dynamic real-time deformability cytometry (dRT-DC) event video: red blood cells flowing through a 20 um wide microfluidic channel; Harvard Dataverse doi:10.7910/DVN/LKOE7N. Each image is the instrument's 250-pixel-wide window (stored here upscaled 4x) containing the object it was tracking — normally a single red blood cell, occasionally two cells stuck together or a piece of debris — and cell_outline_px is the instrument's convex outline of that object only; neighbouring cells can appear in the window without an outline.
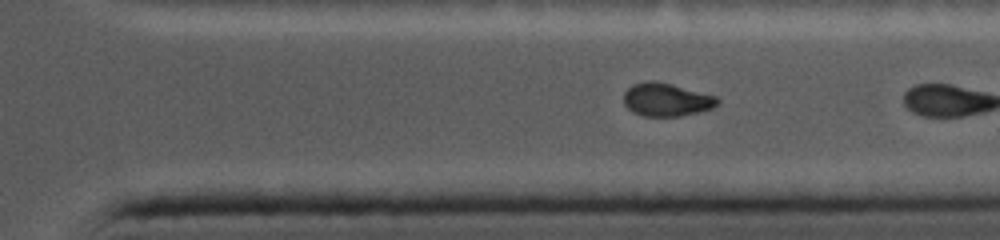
{"species": "common noctule bat (a hibernating species)", "species_latin": "Nyctalus noctula", "temperature_condition": "cold", "stored_images_in_passage": 30, "camera_frame_rate_fps": 5000, "um_per_image_px": 0.085, "animal": {"sex": "female", "body_mass_g": 19.0, "forearm_length_mm": 56.7}, "frame": {"image": 1, "passage_image": 22, "time_ms": 7.4, "image_size_px": [1000, 240], "cell_outline_px": [[720, 100], [712, 108], [700, 112], [680, 116], [644, 116], [632, 112], [624, 104], [624, 92], [632, 84], [644, 80], [656, 80], [672, 84], [716, 96]], "centroid_in_image_um": [56.62, 8.46], "position_along_channel_um": 354.8, "area_um2": 18.26}}